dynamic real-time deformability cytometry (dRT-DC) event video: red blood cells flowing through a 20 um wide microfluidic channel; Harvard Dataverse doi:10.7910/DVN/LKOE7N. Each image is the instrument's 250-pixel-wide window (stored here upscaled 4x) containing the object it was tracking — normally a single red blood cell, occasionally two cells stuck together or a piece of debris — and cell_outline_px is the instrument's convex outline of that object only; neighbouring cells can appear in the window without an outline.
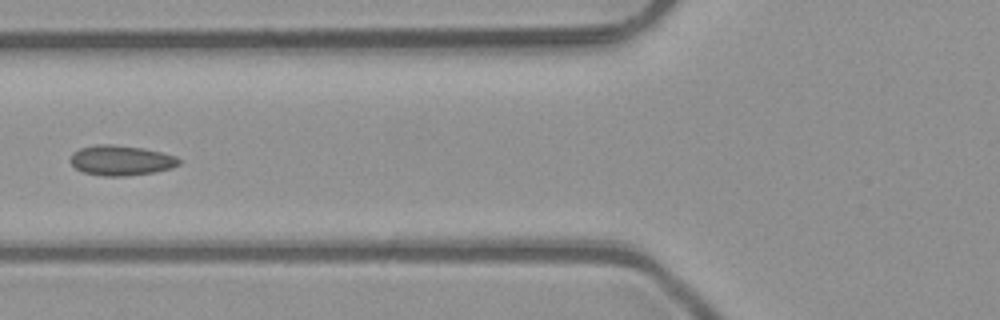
{"species": "common noctule bat (a hibernating species)", "species_latin": "Nyctalus noctula", "temperature_condition": "room temperature", "stored_images_in_passage": 6, "camera_frame_rate_fps": 3000, "um_per_image_px": 0.085, "animal": {"sex": "male", "body_mass_g": 23.1, "forearm_length_mm": 52.7}, "frame": {"image": 1, "passage_image": 6, "time_ms": 1.667, "image_size_px": [1000, 320], "cell_outline_px": [[180, 164], [172, 168], [152, 172], [124, 176], [100, 176], [84, 172], [76, 168], [68, 160], [72, 152], [80, 148], [96, 144], [112, 144], [144, 148], [176, 156], [180, 160]], "centroid_in_image_um": [10.25, 13.62], "position_along_channel_um": 115.5, "area_um2": 19.13}}